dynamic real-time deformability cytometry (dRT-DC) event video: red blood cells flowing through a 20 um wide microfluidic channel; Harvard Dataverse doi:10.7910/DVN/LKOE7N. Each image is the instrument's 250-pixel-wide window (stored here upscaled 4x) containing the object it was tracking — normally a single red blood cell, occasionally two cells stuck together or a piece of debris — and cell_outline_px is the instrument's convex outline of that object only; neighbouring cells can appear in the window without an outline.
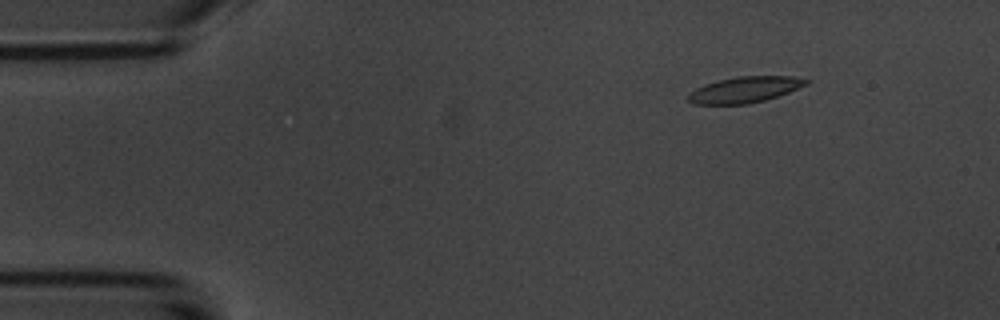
{"species": "common noctule bat (a hibernating species)", "species_latin": "Nyctalus noctula", "temperature_condition": "room temperature", "stored_images_in_passage": 5, "camera_frame_rate_fps": 3000, "um_per_image_px": 0.085, "animal": {"sex": "male", "body_mass_g": 20.1, "forearm_length_mm": 53.5}, "frame": {"image": 1, "passage_image": 3, "time_ms": 2.0, "image_size_px": [1000, 320], "cell_outline_px": [[812, 80], [808, 84], [788, 92], [764, 100], [748, 104], [692, 104], [688, 100], [688, 92], [704, 84], [736, 76], [792, 76]], "centroid_in_image_um": [63.3, 7.61], "position_along_channel_um": 21.7, "area_um2": 17.86}}